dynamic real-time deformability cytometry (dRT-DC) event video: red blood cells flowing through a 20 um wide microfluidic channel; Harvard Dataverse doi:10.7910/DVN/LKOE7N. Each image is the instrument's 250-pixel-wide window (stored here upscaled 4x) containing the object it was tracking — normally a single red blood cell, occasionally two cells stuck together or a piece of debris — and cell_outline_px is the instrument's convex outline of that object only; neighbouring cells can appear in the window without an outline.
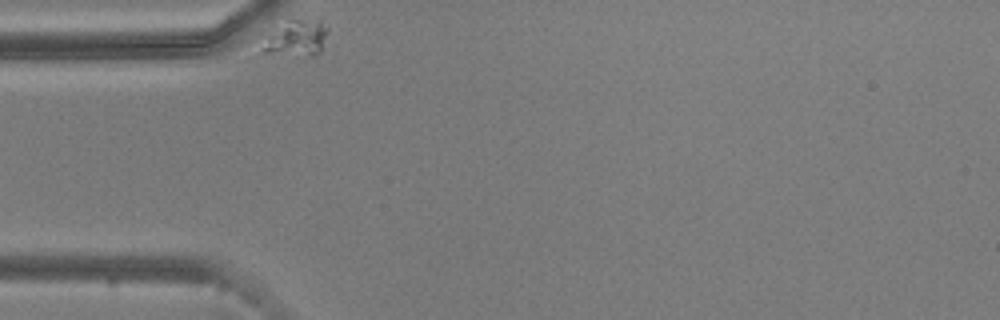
{"species": "common noctule bat (a hibernating species)", "species_latin": "Nyctalus noctula", "temperature_condition": "warm", "stored_images_in_passage": 37, "camera_frame_rate_fps": 3000, "um_per_image_px": 0.085, "animal": {"sex": "male", "body_mass_g": 20.5, "forearm_length_mm": 52.5}, "frame": {"image": 1, "passage_image": 1, "time_ms": 0.0, "image_size_px": [1000, 320], "cell_outline_px": [[328, 28], [320, 52], [312, 56], [248, 60], [244, 60], [256, 36], [288, 16], [320, 20]], "centroid_in_image_um": [24.58, 3.37], "position_along_channel_um": 60.4, "area_um2": 18.26}}
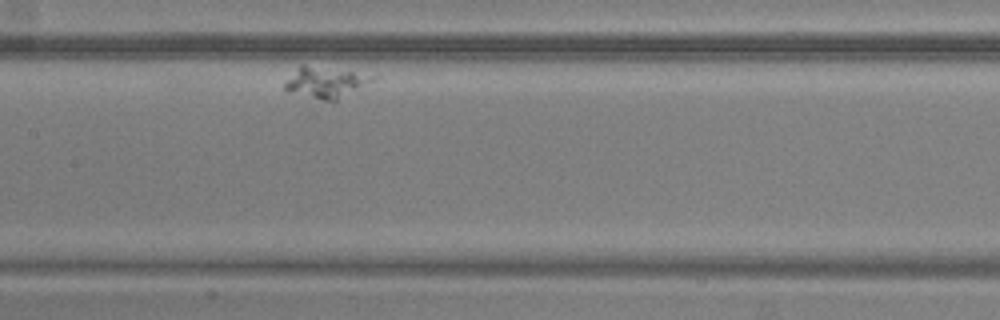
{"frame": {"image": 2, "passage_image": 16, "time_ms": 5.0, "image_size_px": [1000, 320], "cell_outline_px": [[380, 76], [332, 104], [288, 92], [284, 88], [284, 84], [300, 64], [304, 64]], "centroid_in_image_um": [27.66, 7.04], "position_along_channel_um": 179.7, "area_um2": 16.13}}
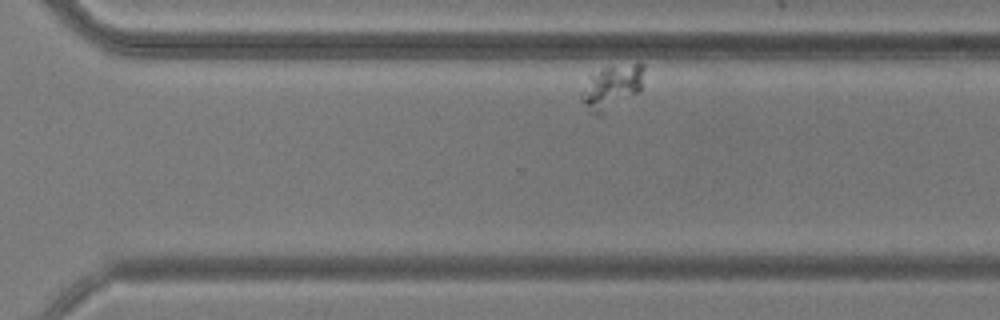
{"frame": {"image": 3, "passage_image": 32, "time_ms": 10.333, "image_size_px": [1000, 320], "cell_outline_px": [[644, 68], [640, 92], [604, 116], [600, 116], [588, 112], [580, 100], [580, 92], [592, 76], [600, 68], [632, 64], [644, 64]], "centroid_in_image_um": [51.99, 7.49], "position_along_channel_um": 318.6, "area_um2": 16.47}}